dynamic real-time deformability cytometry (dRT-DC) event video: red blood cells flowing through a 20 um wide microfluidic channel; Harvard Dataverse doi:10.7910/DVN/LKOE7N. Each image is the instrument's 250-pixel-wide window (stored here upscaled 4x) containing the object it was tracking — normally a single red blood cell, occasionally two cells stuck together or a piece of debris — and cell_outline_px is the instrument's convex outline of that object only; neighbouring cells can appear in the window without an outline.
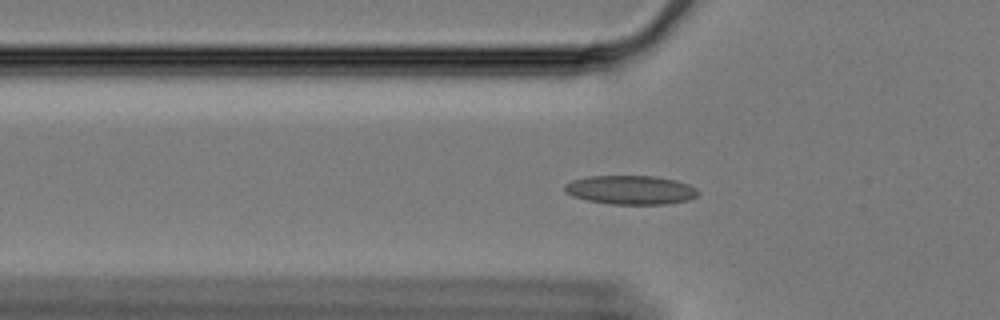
{"species": "Egyptian fruit bat (a non-hibernating species)", "species_latin": "Rousettus aegyptiacus", "temperature_condition": "cold", "stored_images_in_passage": 61, "camera_frame_rate_fps": 3000, "um_per_image_px": 0.085, "animal": {"sex": "female"}, "frame": {"image": 1, "passage_image": 20, "time_ms": 6.333, "image_size_px": [1000, 320], "cell_outline_px": [[700, 192], [696, 196], [688, 200], [668, 204], [608, 204], [588, 200], [572, 196], [564, 192], [564, 184], [572, 180], [588, 176], [656, 176], [676, 180], [688, 184], [696, 188]], "centroid_in_image_um": [53.59, 16.14], "position_along_channel_um": 72.2, "area_um2": 22.66}}
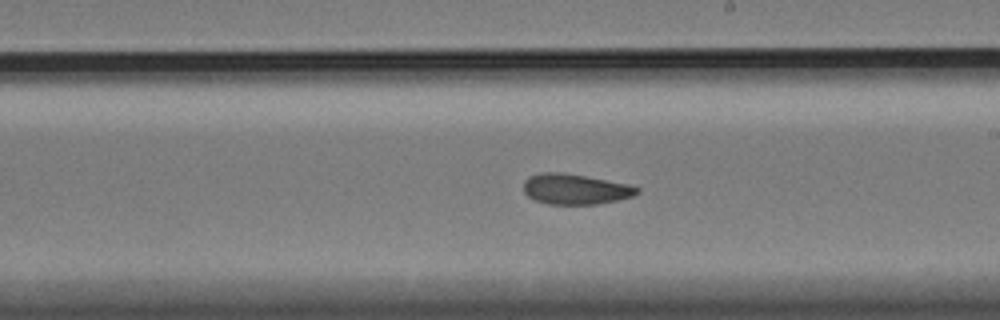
{"frame": {"image": 2, "passage_image": 35, "time_ms": 11.333, "image_size_px": [1000, 320], "cell_outline_px": [[640, 192], [636, 196], [596, 204], [548, 204], [532, 200], [524, 192], [524, 180], [528, 176], [540, 172], [564, 172], [628, 184], [640, 188]], "centroid_in_image_um": [48.88, 16.07], "position_along_channel_um": 240.1, "area_um2": 20.35}}
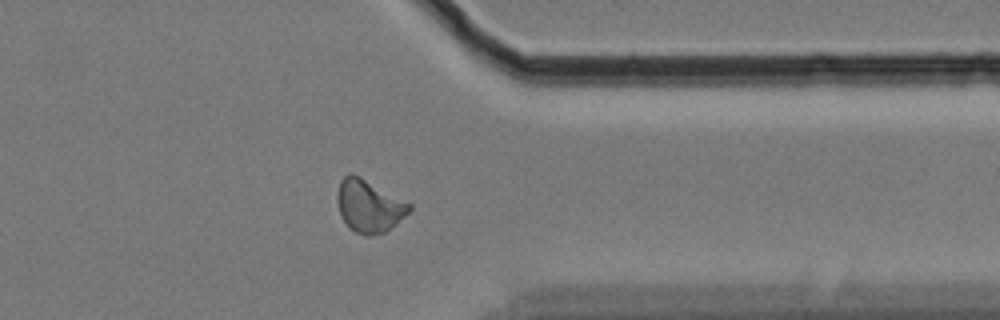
{"frame": {"image": 3, "passage_image": 48, "time_ms": 15.667, "image_size_px": [1000, 320], "cell_outline_px": [[412, 208], [404, 216], [384, 232], [368, 236], [364, 236], [348, 228], [340, 216], [336, 200], [336, 196], [340, 180], [348, 172], [352, 172], [360, 176], [412, 204]], "centroid_in_image_um": [31.31, 17.49], "position_along_channel_um": 380.1, "area_um2": 22.14}, "authors_computed_cell_mechanics": {"area_um2": 20.6924, "velocity_mm_per_s": 3.3427, "shape_relaxation_time_tau1_ms": null, "shape_relaxation_time_tau2_ms": 3.6418, "deformation_change_tau1": null, "deformation_change_tau2": 0.0869}}